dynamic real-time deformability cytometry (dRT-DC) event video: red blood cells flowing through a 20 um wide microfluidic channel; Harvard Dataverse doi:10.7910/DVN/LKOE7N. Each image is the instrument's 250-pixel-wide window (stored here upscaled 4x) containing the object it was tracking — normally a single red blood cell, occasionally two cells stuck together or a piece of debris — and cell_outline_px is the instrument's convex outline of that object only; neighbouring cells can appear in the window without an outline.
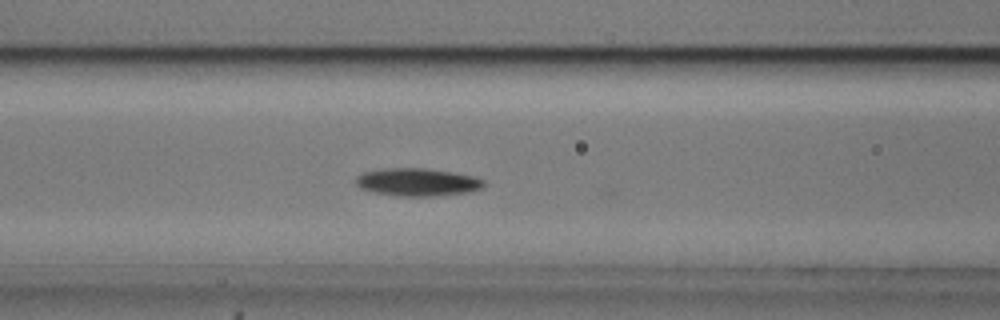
{"species": "common noctule bat (a hibernating species)", "species_latin": "Nyctalus noctula", "temperature_condition": "cold", "stored_images_in_passage": 25, "camera_frame_rate_fps": 3000, "um_per_image_px": 0.085, "animal": {"sex": "male", "body_mass_g": 20.5, "forearm_length_mm": 52.5}, "frame": {"image": 1, "passage_image": 6, "time_ms": 1.667, "image_size_px": [1000, 320], "cell_outline_px": [[484, 184], [480, 188], [468, 192], [432, 196], [396, 196], [376, 192], [360, 188], [356, 184], [356, 176], [364, 172], [384, 168], [428, 168], [476, 176], [484, 180]], "centroid_in_image_um": [35.47, 15.47], "position_along_channel_um": 131.1, "area_um2": 20.69}}
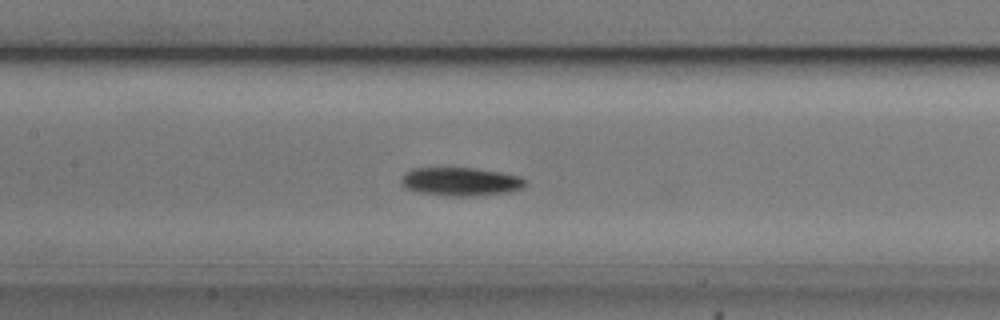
{"frame": {"image": 2, "passage_image": 9, "time_ms": 2.667, "image_size_px": [1000, 320], "cell_outline_px": [[528, 184], [520, 188], [508, 192], [476, 196], [444, 196], [416, 192], [404, 188], [400, 184], [400, 180], [404, 172], [412, 168], [476, 168], [500, 172], [520, 176], [528, 180]], "centroid_in_image_um": [39.12, 15.44], "position_along_channel_um": 168.3, "area_um2": 20.98}}